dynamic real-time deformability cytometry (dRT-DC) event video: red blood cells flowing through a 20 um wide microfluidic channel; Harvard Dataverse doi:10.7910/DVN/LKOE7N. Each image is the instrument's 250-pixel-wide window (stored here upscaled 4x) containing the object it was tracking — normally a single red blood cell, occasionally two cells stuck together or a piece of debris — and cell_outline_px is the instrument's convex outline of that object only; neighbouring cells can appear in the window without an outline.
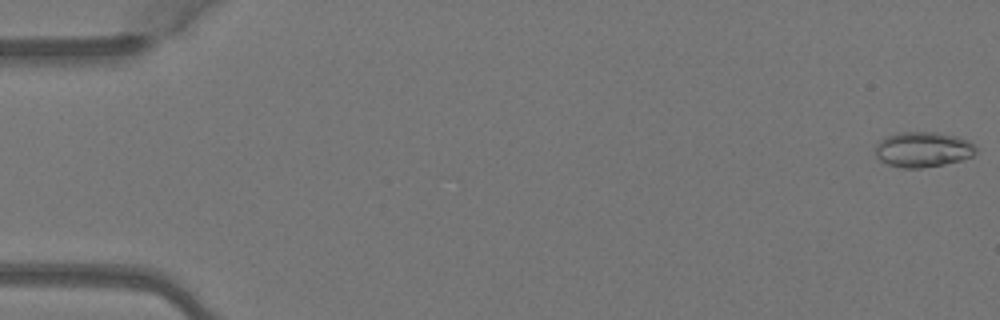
{"species": "Egyptian fruit bat (a non-hibernating species)", "species_latin": "Rousettus aegyptiacus", "temperature_condition": "warm", "stored_images_in_passage": 8, "camera_frame_rate_fps": 3000, "um_per_image_px": 0.085, "animal": {"sex": "female"}, "frame": {"image": 1, "passage_image": 1, "time_ms": 0.0, "image_size_px": [1000, 320], "cell_outline_px": [[976, 152], [972, 156], [960, 160], [920, 168], [900, 168], [888, 164], [880, 160], [876, 156], [876, 144], [884, 136], [900, 132], [936, 132], [956, 136], [968, 140], [976, 148]], "centroid_in_image_um": [78.41, 12.69], "position_along_channel_um": 6.6, "area_um2": 20.58}}
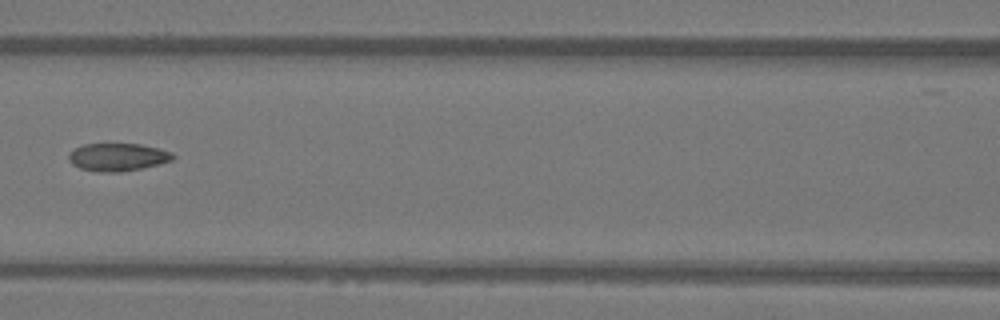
{"frame": {"image": 2, "passage_image": 7, "time_ms": 2.0, "image_size_px": [1000, 320], "cell_outline_px": [[176, 156], [172, 160], [140, 168], [120, 172], [96, 172], [80, 168], [72, 164], [68, 160], [68, 156], [76, 148], [84, 144], [140, 144], [160, 148], [172, 152]], "centroid_in_image_um": [10.01, 13.35], "position_along_channel_um": 156.6, "area_um2": 16.76}}
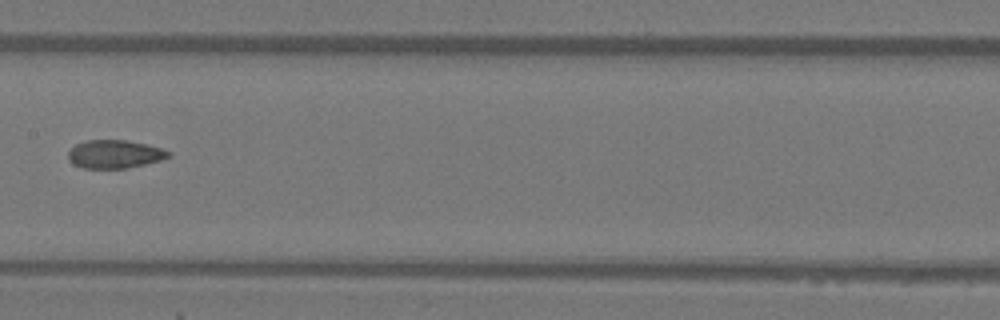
{"frame": {"image": 3, "passage_image": 8, "time_ms": 2.333, "image_size_px": [1000, 320], "cell_outline_px": [[172, 156], [160, 160], [128, 168], [84, 168], [72, 164], [68, 160], [68, 152], [76, 144], [88, 140], [124, 140], [164, 148], [172, 152]], "centroid_in_image_um": [9.76, 13.1], "position_along_channel_um": 197.6, "area_um2": 16.53}}